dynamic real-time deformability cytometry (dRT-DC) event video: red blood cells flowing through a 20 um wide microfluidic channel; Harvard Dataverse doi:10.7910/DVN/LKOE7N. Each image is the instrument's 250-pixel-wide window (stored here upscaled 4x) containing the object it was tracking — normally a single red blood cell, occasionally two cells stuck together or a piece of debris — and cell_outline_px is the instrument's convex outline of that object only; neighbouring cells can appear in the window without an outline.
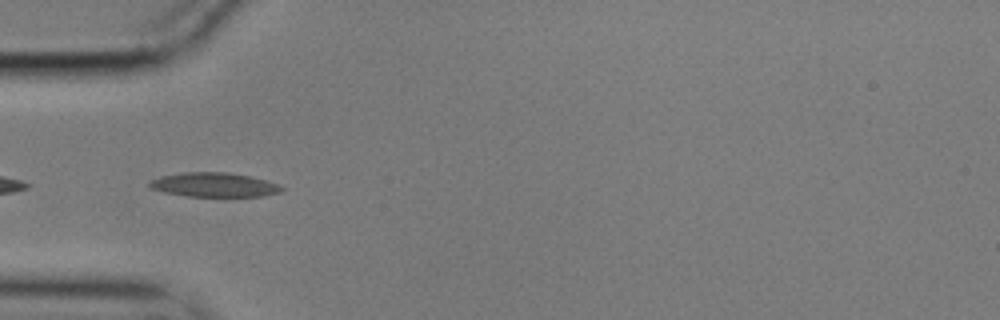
{"species": "common noctule bat (a hibernating species)", "species_latin": "Nyctalus noctula", "temperature_condition": "cold", "stored_images_in_passage": 41, "camera_frame_rate_fps": 3000, "um_per_image_px": 0.085, "animal": {"sex": "male", "body_mass_g": 17.9}, "frame": {"image": 1, "passage_image": 2, "time_ms": 0.333, "image_size_px": [1000, 320], "cell_outline_px": [[284, 188], [280, 192], [264, 196], [188, 196], [164, 192], [152, 188], [148, 184], [152, 180], [160, 176], [184, 172], [228, 172], [248, 176], [264, 180], [276, 184]], "centroid_in_image_um": [18.18, 15.7], "position_along_channel_um": 66.8, "area_um2": 18.38}}
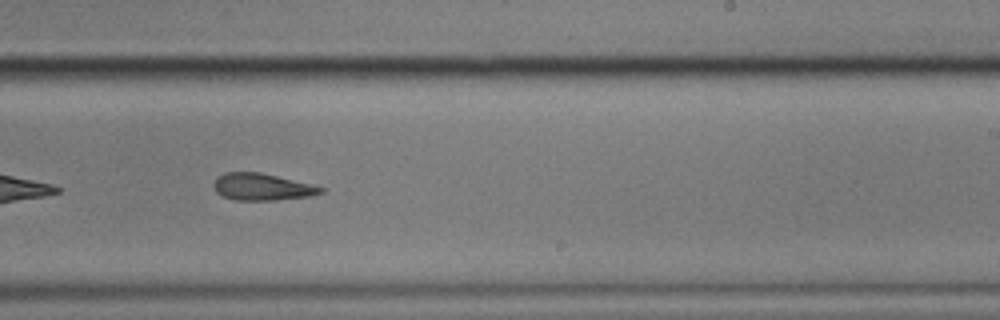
{"frame": {"image": 2, "passage_image": 19, "time_ms": 6.0, "image_size_px": [1000, 320], "cell_outline_px": [[324, 192], [312, 196], [276, 200], [232, 200], [216, 192], [216, 180], [224, 172], [260, 172], [324, 188]], "centroid_in_image_um": [22.29, 15.9], "position_along_channel_um": 266.7, "area_um2": 16.42}}
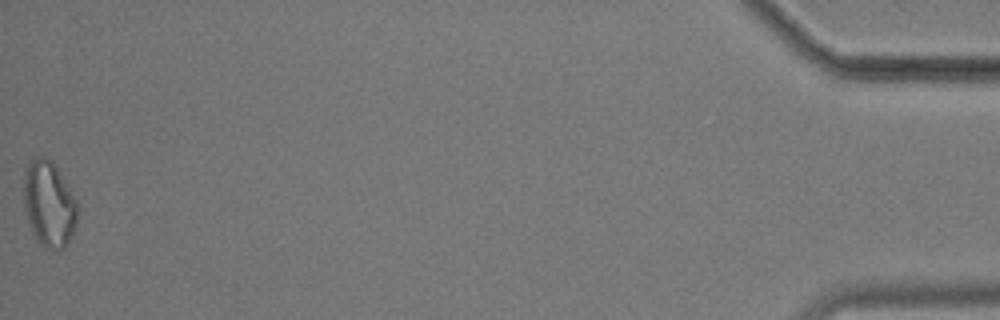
{"frame": {"image": 3, "passage_image": 41, "time_ms": 13.333, "image_size_px": [1000, 320], "cell_outline_px": [[80, 208], [76, 224], [72, 236], [64, 248], [44, 248], [40, 244], [28, 220], [24, 208], [24, 172], [28, 160], [32, 156], [44, 156], [56, 168], [76, 200]], "centroid_in_image_um": [4.17, 17.32], "position_along_channel_um": 431.0, "area_um2": 26.7}, "authors_computed_cell_mechanics": {"area_um2": 17.629, "velocity_mm_per_s": 3.5365, "shape_relaxation_time_tau1_ms": null, "shape_relaxation_time_tau2_ms": 6.9021, "deformation_change_tau1": null, "deformation_change_tau2": 0.197}}